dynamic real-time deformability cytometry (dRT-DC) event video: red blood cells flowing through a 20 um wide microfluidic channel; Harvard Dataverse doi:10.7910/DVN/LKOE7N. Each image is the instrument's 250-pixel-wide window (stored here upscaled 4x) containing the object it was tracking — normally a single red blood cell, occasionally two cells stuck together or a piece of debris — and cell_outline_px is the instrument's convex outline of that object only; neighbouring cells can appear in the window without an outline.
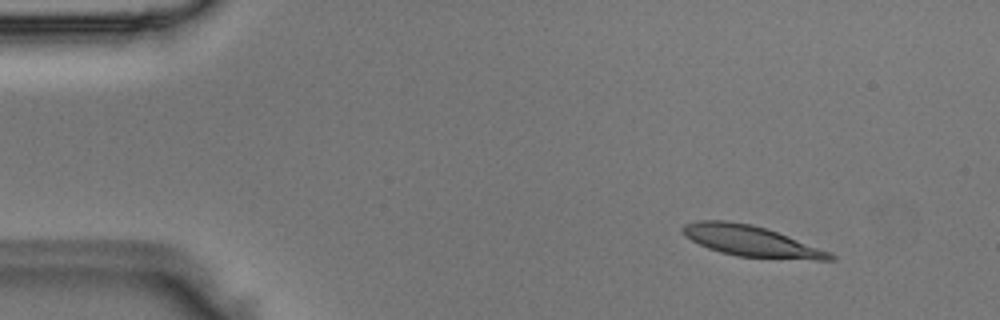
{"species": "Egyptian fruit bat (a non-hibernating species)", "species_latin": "Rousettus aegyptiacus", "temperature_condition": "room temperature", "stored_images_in_passage": 5, "camera_frame_rate_fps": 3000, "um_per_image_px": 0.085, "animal": {"sex": "male"}, "frame": {"image": 1, "passage_image": 5, "time_ms": 1.333, "image_size_px": [1000, 320], "cell_outline_px": [[836, 260], [816, 260], [736, 256], [720, 252], [708, 248], [684, 236], [680, 228], [684, 224], [696, 220], [728, 220], [752, 224], [788, 236], [832, 252], [836, 256]], "centroid_in_image_um": [63.83, 20.48], "position_along_channel_um": 21.2, "area_um2": 26.53}}